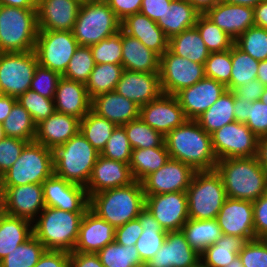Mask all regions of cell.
Listing matches in <instances>:
<instances>
[{"label":"cell","mask_w":267,"mask_h":267,"mask_svg":"<svg viewBox=\"0 0 267 267\" xmlns=\"http://www.w3.org/2000/svg\"><path fill=\"white\" fill-rule=\"evenodd\" d=\"M196 121L210 135L224 125L236 121L234 116V92L226 90Z\"/></svg>","instance_id":"cell-38"},{"label":"cell","mask_w":267,"mask_h":267,"mask_svg":"<svg viewBox=\"0 0 267 267\" xmlns=\"http://www.w3.org/2000/svg\"><path fill=\"white\" fill-rule=\"evenodd\" d=\"M5 214L34 221L46 207L43 185L27 184L4 187Z\"/></svg>","instance_id":"cell-20"},{"label":"cell","mask_w":267,"mask_h":267,"mask_svg":"<svg viewBox=\"0 0 267 267\" xmlns=\"http://www.w3.org/2000/svg\"><path fill=\"white\" fill-rule=\"evenodd\" d=\"M70 267H104L97 254L72 252L70 253Z\"/></svg>","instance_id":"cell-64"},{"label":"cell","mask_w":267,"mask_h":267,"mask_svg":"<svg viewBox=\"0 0 267 267\" xmlns=\"http://www.w3.org/2000/svg\"><path fill=\"white\" fill-rule=\"evenodd\" d=\"M121 29L138 38L148 49L161 56L167 49L169 39L155 21L141 12L127 16L121 21Z\"/></svg>","instance_id":"cell-30"},{"label":"cell","mask_w":267,"mask_h":267,"mask_svg":"<svg viewBox=\"0 0 267 267\" xmlns=\"http://www.w3.org/2000/svg\"><path fill=\"white\" fill-rule=\"evenodd\" d=\"M195 27L210 52H224L234 45L235 40L214 24L205 14H199Z\"/></svg>","instance_id":"cell-47"},{"label":"cell","mask_w":267,"mask_h":267,"mask_svg":"<svg viewBox=\"0 0 267 267\" xmlns=\"http://www.w3.org/2000/svg\"><path fill=\"white\" fill-rule=\"evenodd\" d=\"M215 170L228 198L253 202L267 192V172L256 156L218 160Z\"/></svg>","instance_id":"cell-2"},{"label":"cell","mask_w":267,"mask_h":267,"mask_svg":"<svg viewBox=\"0 0 267 267\" xmlns=\"http://www.w3.org/2000/svg\"><path fill=\"white\" fill-rule=\"evenodd\" d=\"M132 150L160 147L164 136L147 125L140 117L123 125Z\"/></svg>","instance_id":"cell-46"},{"label":"cell","mask_w":267,"mask_h":267,"mask_svg":"<svg viewBox=\"0 0 267 267\" xmlns=\"http://www.w3.org/2000/svg\"><path fill=\"white\" fill-rule=\"evenodd\" d=\"M259 100L262 101L263 103L267 104V86H264V92L260 96Z\"/></svg>","instance_id":"cell-75"},{"label":"cell","mask_w":267,"mask_h":267,"mask_svg":"<svg viewBox=\"0 0 267 267\" xmlns=\"http://www.w3.org/2000/svg\"><path fill=\"white\" fill-rule=\"evenodd\" d=\"M16 101H17V98L0 94V122L1 123L5 121V119L11 112V109Z\"/></svg>","instance_id":"cell-67"},{"label":"cell","mask_w":267,"mask_h":267,"mask_svg":"<svg viewBox=\"0 0 267 267\" xmlns=\"http://www.w3.org/2000/svg\"><path fill=\"white\" fill-rule=\"evenodd\" d=\"M39 0H0V4L9 7L38 8Z\"/></svg>","instance_id":"cell-69"},{"label":"cell","mask_w":267,"mask_h":267,"mask_svg":"<svg viewBox=\"0 0 267 267\" xmlns=\"http://www.w3.org/2000/svg\"><path fill=\"white\" fill-rule=\"evenodd\" d=\"M104 267H143L135 245H119L115 240L96 253Z\"/></svg>","instance_id":"cell-44"},{"label":"cell","mask_w":267,"mask_h":267,"mask_svg":"<svg viewBox=\"0 0 267 267\" xmlns=\"http://www.w3.org/2000/svg\"><path fill=\"white\" fill-rule=\"evenodd\" d=\"M115 91L139 107L158 98L163 92L159 73L123 70Z\"/></svg>","instance_id":"cell-23"},{"label":"cell","mask_w":267,"mask_h":267,"mask_svg":"<svg viewBox=\"0 0 267 267\" xmlns=\"http://www.w3.org/2000/svg\"><path fill=\"white\" fill-rule=\"evenodd\" d=\"M216 220L224 235L255 239L252 201L227 197Z\"/></svg>","instance_id":"cell-19"},{"label":"cell","mask_w":267,"mask_h":267,"mask_svg":"<svg viewBox=\"0 0 267 267\" xmlns=\"http://www.w3.org/2000/svg\"><path fill=\"white\" fill-rule=\"evenodd\" d=\"M38 31L37 8L0 6V52L34 50Z\"/></svg>","instance_id":"cell-6"},{"label":"cell","mask_w":267,"mask_h":267,"mask_svg":"<svg viewBox=\"0 0 267 267\" xmlns=\"http://www.w3.org/2000/svg\"><path fill=\"white\" fill-rule=\"evenodd\" d=\"M82 3L106 2L107 0H81Z\"/></svg>","instance_id":"cell-77"},{"label":"cell","mask_w":267,"mask_h":267,"mask_svg":"<svg viewBox=\"0 0 267 267\" xmlns=\"http://www.w3.org/2000/svg\"><path fill=\"white\" fill-rule=\"evenodd\" d=\"M160 84L164 94L175 95L203 79L204 64L173 54L167 49L160 56Z\"/></svg>","instance_id":"cell-13"},{"label":"cell","mask_w":267,"mask_h":267,"mask_svg":"<svg viewBox=\"0 0 267 267\" xmlns=\"http://www.w3.org/2000/svg\"><path fill=\"white\" fill-rule=\"evenodd\" d=\"M134 181L129 164L99 155L85 189L90 197L108 189L127 186Z\"/></svg>","instance_id":"cell-22"},{"label":"cell","mask_w":267,"mask_h":267,"mask_svg":"<svg viewBox=\"0 0 267 267\" xmlns=\"http://www.w3.org/2000/svg\"><path fill=\"white\" fill-rule=\"evenodd\" d=\"M196 171L181 161L169 159L143 181L145 195L186 192Z\"/></svg>","instance_id":"cell-15"},{"label":"cell","mask_w":267,"mask_h":267,"mask_svg":"<svg viewBox=\"0 0 267 267\" xmlns=\"http://www.w3.org/2000/svg\"><path fill=\"white\" fill-rule=\"evenodd\" d=\"M52 151L54 174L70 183L86 187L100 152L80 131Z\"/></svg>","instance_id":"cell-5"},{"label":"cell","mask_w":267,"mask_h":267,"mask_svg":"<svg viewBox=\"0 0 267 267\" xmlns=\"http://www.w3.org/2000/svg\"><path fill=\"white\" fill-rule=\"evenodd\" d=\"M231 71V49L224 52H210L204 63L205 77L227 86L230 83Z\"/></svg>","instance_id":"cell-52"},{"label":"cell","mask_w":267,"mask_h":267,"mask_svg":"<svg viewBox=\"0 0 267 267\" xmlns=\"http://www.w3.org/2000/svg\"><path fill=\"white\" fill-rule=\"evenodd\" d=\"M4 195H5V189L2 178L0 177V215L5 213Z\"/></svg>","instance_id":"cell-73"},{"label":"cell","mask_w":267,"mask_h":267,"mask_svg":"<svg viewBox=\"0 0 267 267\" xmlns=\"http://www.w3.org/2000/svg\"><path fill=\"white\" fill-rule=\"evenodd\" d=\"M139 117L163 136L187 120L175 95L164 93L141 106Z\"/></svg>","instance_id":"cell-17"},{"label":"cell","mask_w":267,"mask_h":267,"mask_svg":"<svg viewBox=\"0 0 267 267\" xmlns=\"http://www.w3.org/2000/svg\"><path fill=\"white\" fill-rule=\"evenodd\" d=\"M81 4L78 0H39L38 29L72 31Z\"/></svg>","instance_id":"cell-24"},{"label":"cell","mask_w":267,"mask_h":267,"mask_svg":"<svg viewBox=\"0 0 267 267\" xmlns=\"http://www.w3.org/2000/svg\"><path fill=\"white\" fill-rule=\"evenodd\" d=\"M122 66L133 72H160V56L148 49L138 38L122 30Z\"/></svg>","instance_id":"cell-31"},{"label":"cell","mask_w":267,"mask_h":267,"mask_svg":"<svg viewBox=\"0 0 267 267\" xmlns=\"http://www.w3.org/2000/svg\"><path fill=\"white\" fill-rule=\"evenodd\" d=\"M199 12L188 0H172L164 16L156 23L168 39L192 28L196 24Z\"/></svg>","instance_id":"cell-32"},{"label":"cell","mask_w":267,"mask_h":267,"mask_svg":"<svg viewBox=\"0 0 267 267\" xmlns=\"http://www.w3.org/2000/svg\"><path fill=\"white\" fill-rule=\"evenodd\" d=\"M116 125L90 110L80 120V132L100 153L105 148Z\"/></svg>","instance_id":"cell-43"},{"label":"cell","mask_w":267,"mask_h":267,"mask_svg":"<svg viewBox=\"0 0 267 267\" xmlns=\"http://www.w3.org/2000/svg\"><path fill=\"white\" fill-rule=\"evenodd\" d=\"M171 159L190 165L195 171L215 170L218 159L211 135L196 120H186L164 136Z\"/></svg>","instance_id":"cell-1"},{"label":"cell","mask_w":267,"mask_h":267,"mask_svg":"<svg viewBox=\"0 0 267 267\" xmlns=\"http://www.w3.org/2000/svg\"><path fill=\"white\" fill-rule=\"evenodd\" d=\"M200 254L187 242L182 230L167 231L164 244L146 263L148 267H194Z\"/></svg>","instance_id":"cell-21"},{"label":"cell","mask_w":267,"mask_h":267,"mask_svg":"<svg viewBox=\"0 0 267 267\" xmlns=\"http://www.w3.org/2000/svg\"><path fill=\"white\" fill-rule=\"evenodd\" d=\"M229 4H238L243 6H249L254 8L258 3H260L262 0H222Z\"/></svg>","instance_id":"cell-72"},{"label":"cell","mask_w":267,"mask_h":267,"mask_svg":"<svg viewBox=\"0 0 267 267\" xmlns=\"http://www.w3.org/2000/svg\"><path fill=\"white\" fill-rule=\"evenodd\" d=\"M170 155L165 144L160 147L132 150L129 163L134 180L142 182L148 175L160 169Z\"/></svg>","instance_id":"cell-37"},{"label":"cell","mask_w":267,"mask_h":267,"mask_svg":"<svg viewBox=\"0 0 267 267\" xmlns=\"http://www.w3.org/2000/svg\"><path fill=\"white\" fill-rule=\"evenodd\" d=\"M145 196V207L165 231H179L188 221L186 192Z\"/></svg>","instance_id":"cell-14"},{"label":"cell","mask_w":267,"mask_h":267,"mask_svg":"<svg viewBox=\"0 0 267 267\" xmlns=\"http://www.w3.org/2000/svg\"><path fill=\"white\" fill-rule=\"evenodd\" d=\"M205 15L220 29L236 40L254 23L253 8L220 1L209 9Z\"/></svg>","instance_id":"cell-25"},{"label":"cell","mask_w":267,"mask_h":267,"mask_svg":"<svg viewBox=\"0 0 267 267\" xmlns=\"http://www.w3.org/2000/svg\"><path fill=\"white\" fill-rule=\"evenodd\" d=\"M84 214L46 206L33 221V235L46 250L72 253Z\"/></svg>","instance_id":"cell-4"},{"label":"cell","mask_w":267,"mask_h":267,"mask_svg":"<svg viewBox=\"0 0 267 267\" xmlns=\"http://www.w3.org/2000/svg\"><path fill=\"white\" fill-rule=\"evenodd\" d=\"M44 245L32 235L0 261V267H34L45 252Z\"/></svg>","instance_id":"cell-45"},{"label":"cell","mask_w":267,"mask_h":267,"mask_svg":"<svg viewBox=\"0 0 267 267\" xmlns=\"http://www.w3.org/2000/svg\"><path fill=\"white\" fill-rule=\"evenodd\" d=\"M78 47L72 31L39 30L34 52L38 64L62 76Z\"/></svg>","instance_id":"cell-11"},{"label":"cell","mask_w":267,"mask_h":267,"mask_svg":"<svg viewBox=\"0 0 267 267\" xmlns=\"http://www.w3.org/2000/svg\"><path fill=\"white\" fill-rule=\"evenodd\" d=\"M106 2L120 21L129 15L139 13L142 5V0H107Z\"/></svg>","instance_id":"cell-61"},{"label":"cell","mask_w":267,"mask_h":267,"mask_svg":"<svg viewBox=\"0 0 267 267\" xmlns=\"http://www.w3.org/2000/svg\"><path fill=\"white\" fill-rule=\"evenodd\" d=\"M94 67L95 61L90 46H79L62 77L85 84Z\"/></svg>","instance_id":"cell-49"},{"label":"cell","mask_w":267,"mask_h":267,"mask_svg":"<svg viewBox=\"0 0 267 267\" xmlns=\"http://www.w3.org/2000/svg\"><path fill=\"white\" fill-rule=\"evenodd\" d=\"M142 182L95 193L89 197V209L115 229L136 219L145 208Z\"/></svg>","instance_id":"cell-3"},{"label":"cell","mask_w":267,"mask_h":267,"mask_svg":"<svg viewBox=\"0 0 267 267\" xmlns=\"http://www.w3.org/2000/svg\"><path fill=\"white\" fill-rule=\"evenodd\" d=\"M172 0H142L140 12L153 21L162 18Z\"/></svg>","instance_id":"cell-62"},{"label":"cell","mask_w":267,"mask_h":267,"mask_svg":"<svg viewBox=\"0 0 267 267\" xmlns=\"http://www.w3.org/2000/svg\"><path fill=\"white\" fill-rule=\"evenodd\" d=\"M233 92L240 99L254 102L260 99V96L264 92V85L256 78L246 85L237 87Z\"/></svg>","instance_id":"cell-63"},{"label":"cell","mask_w":267,"mask_h":267,"mask_svg":"<svg viewBox=\"0 0 267 267\" xmlns=\"http://www.w3.org/2000/svg\"><path fill=\"white\" fill-rule=\"evenodd\" d=\"M194 267H206L201 261L195 265Z\"/></svg>","instance_id":"cell-78"},{"label":"cell","mask_w":267,"mask_h":267,"mask_svg":"<svg viewBox=\"0 0 267 267\" xmlns=\"http://www.w3.org/2000/svg\"><path fill=\"white\" fill-rule=\"evenodd\" d=\"M4 128L2 126V123L0 122V141L5 138Z\"/></svg>","instance_id":"cell-76"},{"label":"cell","mask_w":267,"mask_h":267,"mask_svg":"<svg viewBox=\"0 0 267 267\" xmlns=\"http://www.w3.org/2000/svg\"><path fill=\"white\" fill-rule=\"evenodd\" d=\"M143 232L139 219H133L115 229L114 240L119 245H135Z\"/></svg>","instance_id":"cell-58"},{"label":"cell","mask_w":267,"mask_h":267,"mask_svg":"<svg viewBox=\"0 0 267 267\" xmlns=\"http://www.w3.org/2000/svg\"><path fill=\"white\" fill-rule=\"evenodd\" d=\"M252 102L240 99L234 94V116L235 120L240 123H246L249 118V105Z\"/></svg>","instance_id":"cell-65"},{"label":"cell","mask_w":267,"mask_h":267,"mask_svg":"<svg viewBox=\"0 0 267 267\" xmlns=\"http://www.w3.org/2000/svg\"><path fill=\"white\" fill-rule=\"evenodd\" d=\"M257 137L267 136V104L260 100L249 105V118L245 123Z\"/></svg>","instance_id":"cell-57"},{"label":"cell","mask_w":267,"mask_h":267,"mask_svg":"<svg viewBox=\"0 0 267 267\" xmlns=\"http://www.w3.org/2000/svg\"><path fill=\"white\" fill-rule=\"evenodd\" d=\"M211 140L218 160L257 155L259 137L244 123L224 125L211 134Z\"/></svg>","instance_id":"cell-12"},{"label":"cell","mask_w":267,"mask_h":267,"mask_svg":"<svg viewBox=\"0 0 267 267\" xmlns=\"http://www.w3.org/2000/svg\"><path fill=\"white\" fill-rule=\"evenodd\" d=\"M121 29L107 2L82 3L72 33L79 46L99 43Z\"/></svg>","instance_id":"cell-9"},{"label":"cell","mask_w":267,"mask_h":267,"mask_svg":"<svg viewBox=\"0 0 267 267\" xmlns=\"http://www.w3.org/2000/svg\"><path fill=\"white\" fill-rule=\"evenodd\" d=\"M32 235V221L5 213L0 215V261Z\"/></svg>","instance_id":"cell-34"},{"label":"cell","mask_w":267,"mask_h":267,"mask_svg":"<svg viewBox=\"0 0 267 267\" xmlns=\"http://www.w3.org/2000/svg\"><path fill=\"white\" fill-rule=\"evenodd\" d=\"M28 141L5 137L0 141V177L15 163Z\"/></svg>","instance_id":"cell-56"},{"label":"cell","mask_w":267,"mask_h":267,"mask_svg":"<svg viewBox=\"0 0 267 267\" xmlns=\"http://www.w3.org/2000/svg\"><path fill=\"white\" fill-rule=\"evenodd\" d=\"M256 157L260 165L267 172V136L259 138Z\"/></svg>","instance_id":"cell-68"},{"label":"cell","mask_w":267,"mask_h":267,"mask_svg":"<svg viewBox=\"0 0 267 267\" xmlns=\"http://www.w3.org/2000/svg\"><path fill=\"white\" fill-rule=\"evenodd\" d=\"M227 90V87L211 78L204 77L194 85L183 88L175 94L185 117L196 120L211 107Z\"/></svg>","instance_id":"cell-18"},{"label":"cell","mask_w":267,"mask_h":267,"mask_svg":"<svg viewBox=\"0 0 267 267\" xmlns=\"http://www.w3.org/2000/svg\"><path fill=\"white\" fill-rule=\"evenodd\" d=\"M123 70L122 64H95L85 83L89 97L92 99L99 94L115 91Z\"/></svg>","instance_id":"cell-40"},{"label":"cell","mask_w":267,"mask_h":267,"mask_svg":"<svg viewBox=\"0 0 267 267\" xmlns=\"http://www.w3.org/2000/svg\"><path fill=\"white\" fill-rule=\"evenodd\" d=\"M132 148L123 126H116L100 155L129 164Z\"/></svg>","instance_id":"cell-53"},{"label":"cell","mask_w":267,"mask_h":267,"mask_svg":"<svg viewBox=\"0 0 267 267\" xmlns=\"http://www.w3.org/2000/svg\"><path fill=\"white\" fill-rule=\"evenodd\" d=\"M186 194L188 216L194 220L216 219L227 198L216 170L196 171Z\"/></svg>","instance_id":"cell-7"},{"label":"cell","mask_w":267,"mask_h":267,"mask_svg":"<svg viewBox=\"0 0 267 267\" xmlns=\"http://www.w3.org/2000/svg\"><path fill=\"white\" fill-rule=\"evenodd\" d=\"M238 255L244 267H267V242L263 238L247 241Z\"/></svg>","instance_id":"cell-55"},{"label":"cell","mask_w":267,"mask_h":267,"mask_svg":"<svg viewBox=\"0 0 267 267\" xmlns=\"http://www.w3.org/2000/svg\"><path fill=\"white\" fill-rule=\"evenodd\" d=\"M234 44L257 61L267 60V29L252 26Z\"/></svg>","instance_id":"cell-48"},{"label":"cell","mask_w":267,"mask_h":267,"mask_svg":"<svg viewBox=\"0 0 267 267\" xmlns=\"http://www.w3.org/2000/svg\"><path fill=\"white\" fill-rule=\"evenodd\" d=\"M42 185L45 206L71 212H86L89 209V197L85 187L70 183L55 174Z\"/></svg>","instance_id":"cell-16"},{"label":"cell","mask_w":267,"mask_h":267,"mask_svg":"<svg viewBox=\"0 0 267 267\" xmlns=\"http://www.w3.org/2000/svg\"><path fill=\"white\" fill-rule=\"evenodd\" d=\"M257 79L264 86H267V60H263V61L259 62L258 72H257Z\"/></svg>","instance_id":"cell-71"},{"label":"cell","mask_w":267,"mask_h":267,"mask_svg":"<svg viewBox=\"0 0 267 267\" xmlns=\"http://www.w3.org/2000/svg\"><path fill=\"white\" fill-rule=\"evenodd\" d=\"M17 101L30 113L36 125L56 111L54 99L46 98L30 89L20 95Z\"/></svg>","instance_id":"cell-51"},{"label":"cell","mask_w":267,"mask_h":267,"mask_svg":"<svg viewBox=\"0 0 267 267\" xmlns=\"http://www.w3.org/2000/svg\"><path fill=\"white\" fill-rule=\"evenodd\" d=\"M80 131V119L75 116L54 112L37 124L35 142L54 149L67 142Z\"/></svg>","instance_id":"cell-29"},{"label":"cell","mask_w":267,"mask_h":267,"mask_svg":"<svg viewBox=\"0 0 267 267\" xmlns=\"http://www.w3.org/2000/svg\"><path fill=\"white\" fill-rule=\"evenodd\" d=\"M188 1L200 14H205L209 9H211L215 4H217L221 0H188Z\"/></svg>","instance_id":"cell-70"},{"label":"cell","mask_w":267,"mask_h":267,"mask_svg":"<svg viewBox=\"0 0 267 267\" xmlns=\"http://www.w3.org/2000/svg\"><path fill=\"white\" fill-rule=\"evenodd\" d=\"M225 267H244L242 264V261L239 257V255H237L234 260L232 262H230L228 265H226Z\"/></svg>","instance_id":"cell-74"},{"label":"cell","mask_w":267,"mask_h":267,"mask_svg":"<svg viewBox=\"0 0 267 267\" xmlns=\"http://www.w3.org/2000/svg\"><path fill=\"white\" fill-rule=\"evenodd\" d=\"M246 242L245 238L222 234L200 254V261L206 267H225L234 260Z\"/></svg>","instance_id":"cell-36"},{"label":"cell","mask_w":267,"mask_h":267,"mask_svg":"<svg viewBox=\"0 0 267 267\" xmlns=\"http://www.w3.org/2000/svg\"><path fill=\"white\" fill-rule=\"evenodd\" d=\"M92 99L84 83L61 77L54 96L56 112L82 120L91 110Z\"/></svg>","instance_id":"cell-27"},{"label":"cell","mask_w":267,"mask_h":267,"mask_svg":"<svg viewBox=\"0 0 267 267\" xmlns=\"http://www.w3.org/2000/svg\"><path fill=\"white\" fill-rule=\"evenodd\" d=\"M34 267H70V253L45 250Z\"/></svg>","instance_id":"cell-60"},{"label":"cell","mask_w":267,"mask_h":267,"mask_svg":"<svg viewBox=\"0 0 267 267\" xmlns=\"http://www.w3.org/2000/svg\"><path fill=\"white\" fill-rule=\"evenodd\" d=\"M91 110L116 126H123L139 118L140 107L116 91H111L92 98Z\"/></svg>","instance_id":"cell-28"},{"label":"cell","mask_w":267,"mask_h":267,"mask_svg":"<svg viewBox=\"0 0 267 267\" xmlns=\"http://www.w3.org/2000/svg\"><path fill=\"white\" fill-rule=\"evenodd\" d=\"M255 26L267 29V0H262L253 8Z\"/></svg>","instance_id":"cell-66"},{"label":"cell","mask_w":267,"mask_h":267,"mask_svg":"<svg viewBox=\"0 0 267 267\" xmlns=\"http://www.w3.org/2000/svg\"><path fill=\"white\" fill-rule=\"evenodd\" d=\"M115 228L88 209L79 228L77 243L73 252L98 253L114 241Z\"/></svg>","instance_id":"cell-26"},{"label":"cell","mask_w":267,"mask_h":267,"mask_svg":"<svg viewBox=\"0 0 267 267\" xmlns=\"http://www.w3.org/2000/svg\"><path fill=\"white\" fill-rule=\"evenodd\" d=\"M168 49L175 55L204 64L210 51L194 26L169 39Z\"/></svg>","instance_id":"cell-35"},{"label":"cell","mask_w":267,"mask_h":267,"mask_svg":"<svg viewBox=\"0 0 267 267\" xmlns=\"http://www.w3.org/2000/svg\"><path fill=\"white\" fill-rule=\"evenodd\" d=\"M54 174L53 151L35 141L28 143L15 163L1 176L4 187L42 184Z\"/></svg>","instance_id":"cell-8"},{"label":"cell","mask_w":267,"mask_h":267,"mask_svg":"<svg viewBox=\"0 0 267 267\" xmlns=\"http://www.w3.org/2000/svg\"><path fill=\"white\" fill-rule=\"evenodd\" d=\"M255 239L267 236V192L253 201Z\"/></svg>","instance_id":"cell-59"},{"label":"cell","mask_w":267,"mask_h":267,"mask_svg":"<svg viewBox=\"0 0 267 267\" xmlns=\"http://www.w3.org/2000/svg\"><path fill=\"white\" fill-rule=\"evenodd\" d=\"M61 77L59 73L38 64L35 68L30 90L46 98L54 99L57 84Z\"/></svg>","instance_id":"cell-54"},{"label":"cell","mask_w":267,"mask_h":267,"mask_svg":"<svg viewBox=\"0 0 267 267\" xmlns=\"http://www.w3.org/2000/svg\"><path fill=\"white\" fill-rule=\"evenodd\" d=\"M143 232L138 238L135 246L141 261L146 264L161 248L166 239L165 231L145 207L137 217Z\"/></svg>","instance_id":"cell-33"},{"label":"cell","mask_w":267,"mask_h":267,"mask_svg":"<svg viewBox=\"0 0 267 267\" xmlns=\"http://www.w3.org/2000/svg\"><path fill=\"white\" fill-rule=\"evenodd\" d=\"M95 64L122 63V29L90 45Z\"/></svg>","instance_id":"cell-50"},{"label":"cell","mask_w":267,"mask_h":267,"mask_svg":"<svg viewBox=\"0 0 267 267\" xmlns=\"http://www.w3.org/2000/svg\"><path fill=\"white\" fill-rule=\"evenodd\" d=\"M37 65L34 50L0 52V94L18 98L29 90Z\"/></svg>","instance_id":"cell-10"},{"label":"cell","mask_w":267,"mask_h":267,"mask_svg":"<svg viewBox=\"0 0 267 267\" xmlns=\"http://www.w3.org/2000/svg\"><path fill=\"white\" fill-rule=\"evenodd\" d=\"M232 71L227 90L234 91L257 78L259 61L240 50L235 44L231 48Z\"/></svg>","instance_id":"cell-42"},{"label":"cell","mask_w":267,"mask_h":267,"mask_svg":"<svg viewBox=\"0 0 267 267\" xmlns=\"http://www.w3.org/2000/svg\"><path fill=\"white\" fill-rule=\"evenodd\" d=\"M181 230L187 242L199 254L222 236L216 219L194 220L189 218Z\"/></svg>","instance_id":"cell-39"},{"label":"cell","mask_w":267,"mask_h":267,"mask_svg":"<svg viewBox=\"0 0 267 267\" xmlns=\"http://www.w3.org/2000/svg\"><path fill=\"white\" fill-rule=\"evenodd\" d=\"M6 137H15L33 142L36 138L37 125L30 113L16 101L11 112L2 123Z\"/></svg>","instance_id":"cell-41"}]
</instances>
